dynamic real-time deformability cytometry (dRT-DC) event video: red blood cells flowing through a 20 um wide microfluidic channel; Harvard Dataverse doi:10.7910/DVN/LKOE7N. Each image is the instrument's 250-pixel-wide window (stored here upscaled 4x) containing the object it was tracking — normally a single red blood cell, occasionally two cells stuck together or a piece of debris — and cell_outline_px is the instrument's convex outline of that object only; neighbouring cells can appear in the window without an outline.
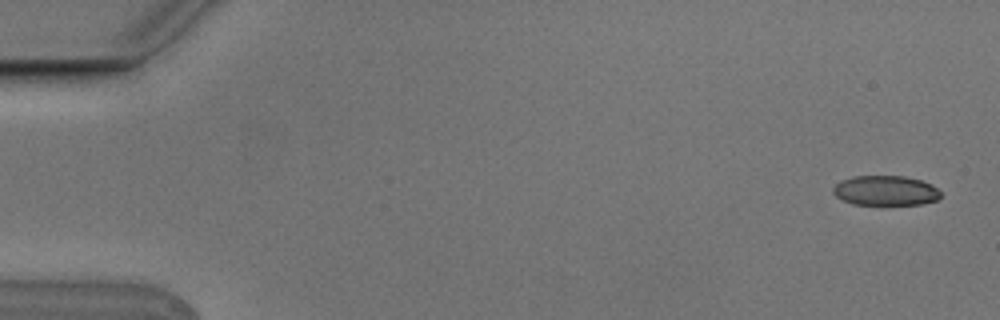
{"species": "Egyptian fruit bat (a non-hibernating species)", "species_latin": "Rousettus aegyptiacus", "temperature_condition": "cold", "stored_images_in_passage": 4, "camera_frame_rate_fps": 3000, "um_per_image_px": 0.085, "animal": {"sex": "male"}, "frame": {"image": 1, "passage_image": 1, "time_ms": 0.0, "image_size_px": [1000, 320], "cell_outline_px": [[940, 196], [936, 200], [920, 204], [852, 204], [836, 196], [832, 192], [832, 188], [840, 180], [852, 176], [904, 176], [920, 180], [932, 184], [940, 192]], "centroid_in_image_um": [75.24, 16.19], "position_along_channel_um": 9.8, "area_um2": 18.61}}
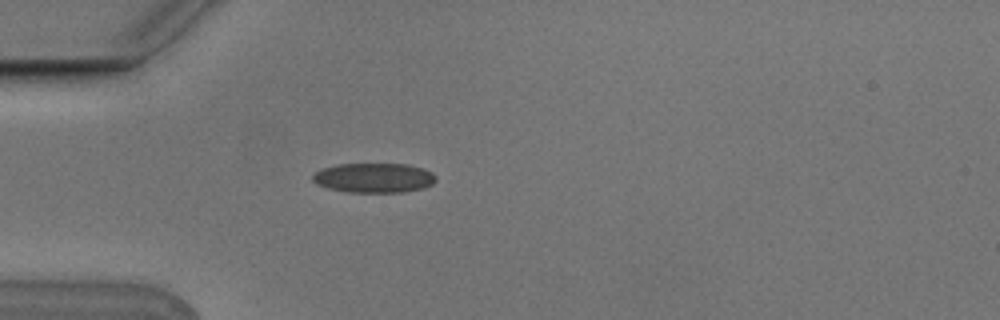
{"frame": {"image": 2, "passage_image": 4, "time_ms": 1.0, "image_size_px": [1000, 320], "cell_outline_px": [[436, 180], [432, 184], [424, 188], [404, 192], [348, 192], [328, 188], [316, 184], [312, 180], [312, 176], [316, 172], [324, 168], [336, 164], [408, 164], [424, 168], [432, 172], [436, 176]], "centroid_in_image_um": [31.81, 15.11], "position_along_channel_um": 53.2, "area_um2": 21.39}}